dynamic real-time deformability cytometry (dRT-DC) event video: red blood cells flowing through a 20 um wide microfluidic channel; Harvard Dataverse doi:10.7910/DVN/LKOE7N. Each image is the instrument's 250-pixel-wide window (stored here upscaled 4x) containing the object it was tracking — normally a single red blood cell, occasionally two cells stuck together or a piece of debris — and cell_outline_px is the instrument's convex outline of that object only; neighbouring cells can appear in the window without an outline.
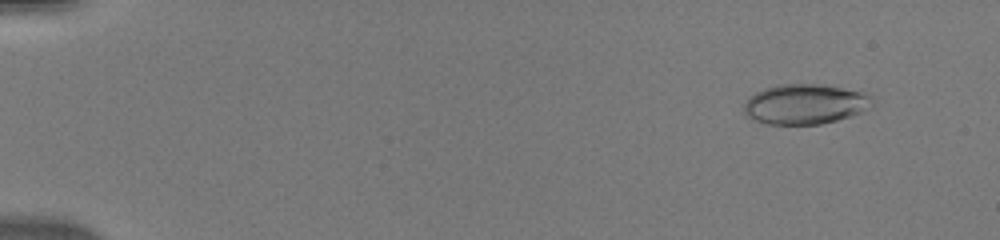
{"species": "human", "species_latin": "Homo sapiens", "temperature_condition": "warm", "stored_images_in_passage": 51, "camera_frame_rate_fps": 3000, "um_per_image_px": 0.085, "donor": {"sex": "male"}, "frame": {"image": 1, "passage_image": 5, "time_ms": 1.333, "image_size_px": [1000, 240], "cell_outline_px": [[872, 108], [852, 116], [820, 124], [768, 124], [756, 120], [748, 116], [744, 112], [744, 104], [748, 96], [764, 88], [776, 84], [824, 84], [860, 92], [868, 96], [872, 100]], "centroid_in_image_um": [68.41, 8.85], "position_along_channel_um": 16.6, "area_um2": 29.94}}
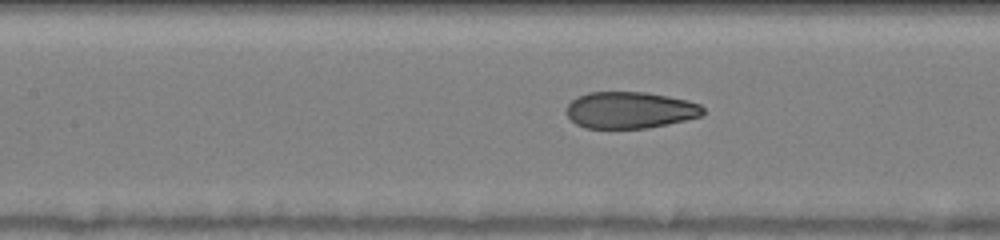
{"frame": {"image": 2, "passage_image": 25, "time_ms": 8.0, "image_size_px": [1000, 240], "cell_outline_px": [[704, 112], [700, 116], [668, 124], [648, 128], [584, 128], [576, 124], [564, 112], [568, 104], [576, 96], [588, 92], [644, 92], [668, 96], [688, 100], [700, 104], [704, 108]], "centroid_in_image_um": [53.52, 9.35], "position_along_channel_um": 153.9, "area_um2": 29.3}}
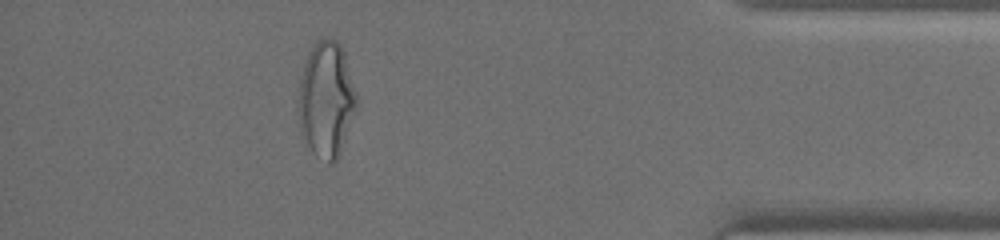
{"frame": {"image": 3, "passage_image": 46, "time_ms": 15.0, "image_size_px": [1000, 240], "cell_outline_px": [[360, 104], [340, 156], [332, 164], [328, 164], [316, 156], [300, 132], [296, 108], [296, 100], [300, 80], [304, 64], [308, 52], [320, 40], [328, 36], [336, 40], [340, 44], [344, 52]], "centroid_in_image_um": [27.75, 8.51], "position_along_channel_um": 407.4, "area_um2": 40.4}}